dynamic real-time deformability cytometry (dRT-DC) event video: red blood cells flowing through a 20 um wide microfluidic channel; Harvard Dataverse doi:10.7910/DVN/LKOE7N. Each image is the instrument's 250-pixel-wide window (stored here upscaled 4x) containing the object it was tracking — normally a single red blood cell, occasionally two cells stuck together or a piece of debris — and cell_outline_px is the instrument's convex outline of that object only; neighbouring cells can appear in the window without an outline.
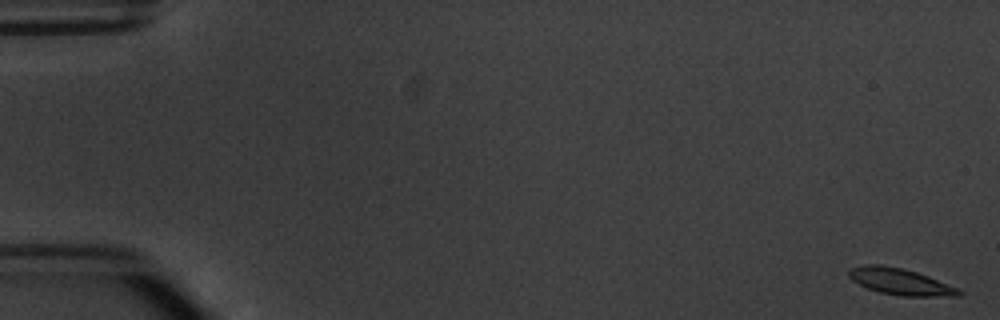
{"species": "common noctule bat (a hibernating species)", "species_latin": "Nyctalus noctula", "temperature_condition": "warm", "stored_images_in_passage": 4, "camera_frame_rate_fps": 3000, "um_per_image_px": 0.085, "animal": {"sex": "male", "body_mass_g": 20.1, "forearm_length_mm": 53.5}, "frame": {"image": 1, "passage_image": 1, "time_ms": 0.0, "image_size_px": [1000, 320], "cell_outline_px": [[964, 292], [960, 296], [900, 296], [880, 292], [868, 288], [852, 280], [848, 276], [848, 272], [852, 268], [864, 264], [880, 264], [900, 268], [916, 272], [928, 276], [956, 288]], "centroid_in_image_um": [76.51, 23.94], "position_along_channel_um": 8.5, "area_um2": 16.7}}